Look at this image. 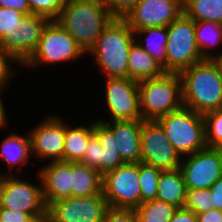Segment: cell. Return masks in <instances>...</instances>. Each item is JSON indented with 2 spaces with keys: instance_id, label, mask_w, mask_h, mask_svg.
<instances>
[{
  "instance_id": "obj_1",
  "label": "cell",
  "mask_w": 222,
  "mask_h": 222,
  "mask_svg": "<svg viewBox=\"0 0 222 222\" xmlns=\"http://www.w3.org/2000/svg\"><path fill=\"white\" fill-rule=\"evenodd\" d=\"M135 41L134 31L124 19L113 18L86 56L104 78H128V56Z\"/></svg>"
},
{
  "instance_id": "obj_2",
  "label": "cell",
  "mask_w": 222,
  "mask_h": 222,
  "mask_svg": "<svg viewBox=\"0 0 222 222\" xmlns=\"http://www.w3.org/2000/svg\"><path fill=\"white\" fill-rule=\"evenodd\" d=\"M112 19L103 0H66L56 21L87 54Z\"/></svg>"
},
{
  "instance_id": "obj_3",
  "label": "cell",
  "mask_w": 222,
  "mask_h": 222,
  "mask_svg": "<svg viewBox=\"0 0 222 222\" xmlns=\"http://www.w3.org/2000/svg\"><path fill=\"white\" fill-rule=\"evenodd\" d=\"M179 76L185 107L201 115L222 108V81L213 60L193 64Z\"/></svg>"
},
{
  "instance_id": "obj_4",
  "label": "cell",
  "mask_w": 222,
  "mask_h": 222,
  "mask_svg": "<svg viewBox=\"0 0 222 222\" xmlns=\"http://www.w3.org/2000/svg\"><path fill=\"white\" fill-rule=\"evenodd\" d=\"M140 112L143 120H157L184 106L178 73H164L139 82Z\"/></svg>"
},
{
  "instance_id": "obj_5",
  "label": "cell",
  "mask_w": 222,
  "mask_h": 222,
  "mask_svg": "<svg viewBox=\"0 0 222 222\" xmlns=\"http://www.w3.org/2000/svg\"><path fill=\"white\" fill-rule=\"evenodd\" d=\"M86 53L77 44L76 40L56 21L50 20L45 26L37 50L21 67L27 70H36L40 66H55L73 62ZM59 63V64H58Z\"/></svg>"
},
{
  "instance_id": "obj_6",
  "label": "cell",
  "mask_w": 222,
  "mask_h": 222,
  "mask_svg": "<svg viewBox=\"0 0 222 222\" xmlns=\"http://www.w3.org/2000/svg\"><path fill=\"white\" fill-rule=\"evenodd\" d=\"M156 121L182 157L207 147L203 115L183 106Z\"/></svg>"
},
{
  "instance_id": "obj_7",
  "label": "cell",
  "mask_w": 222,
  "mask_h": 222,
  "mask_svg": "<svg viewBox=\"0 0 222 222\" xmlns=\"http://www.w3.org/2000/svg\"><path fill=\"white\" fill-rule=\"evenodd\" d=\"M166 73H180L203 61L195 36V21L182 13L167 26Z\"/></svg>"
},
{
  "instance_id": "obj_8",
  "label": "cell",
  "mask_w": 222,
  "mask_h": 222,
  "mask_svg": "<svg viewBox=\"0 0 222 222\" xmlns=\"http://www.w3.org/2000/svg\"><path fill=\"white\" fill-rule=\"evenodd\" d=\"M36 175V183L17 174L0 176V207L19 210L31 216H47L42 180L38 172Z\"/></svg>"
},
{
  "instance_id": "obj_9",
  "label": "cell",
  "mask_w": 222,
  "mask_h": 222,
  "mask_svg": "<svg viewBox=\"0 0 222 222\" xmlns=\"http://www.w3.org/2000/svg\"><path fill=\"white\" fill-rule=\"evenodd\" d=\"M102 193L109 207L135 209L141 204L139 163H124L103 175Z\"/></svg>"
},
{
  "instance_id": "obj_10",
  "label": "cell",
  "mask_w": 222,
  "mask_h": 222,
  "mask_svg": "<svg viewBox=\"0 0 222 222\" xmlns=\"http://www.w3.org/2000/svg\"><path fill=\"white\" fill-rule=\"evenodd\" d=\"M104 104L107 116L98 120H143L140 112L139 82L129 78H105ZM107 118V119H106Z\"/></svg>"
},
{
  "instance_id": "obj_11",
  "label": "cell",
  "mask_w": 222,
  "mask_h": 222,
  "mask_svg": "<svg viewBox=\"0 0 222 222\" xmlns=\"http://www.w3.org/2000/svg\"><path fill=\"white\" fill-rule=\"evenodd\" d=\"M141 163L162 171L180 169L182 156L174 148L156 120H142Z\"/></svg>"
},
{
  "instance_id": "obj_12",
  "label": "cell",
  "mask_w": 222,
  "mask_h": 222,
  "mask_svg": "<svg viewBox=\"0 0 222 222\" xmlns=\"http://www.w3.org/2000/svg\"><path fill=\"white\" fill-rule=\"evenodd\" d=\"M43 118L28 131L32 156L42 163L63 161L65 118L54 113Z\"/></svg>"
},
{
  "instance_id": "obj_13",
  "label": "cell",
  "mask_w": 222,
  "mask_h": 222,
  "mask_svg": "<svg viewBox=\"0 0 222 222\" xmlns=\"http://www.w3.org/2000/svg\"><path fill=\"white\" fill-rule=\"evenodd\" d=\"M108 207L103 194L71 196L47 207L46 222H103Z\"/></svg>"
},
{
  "instance_id": "obj_14",
  "label": "cell",
  "mask_w": 222,
  "mask_h": 222,
  "mask_svg": "<svg viewBox=\"0 0 222 222\" xmlns=\"http://www.w3.org/2000/svg\"><path fill=\"white\" fill-rule=\"evenodd\" d=\"M180 170L186 189L210 188L222 176V148L206 147L184 156Z\"/></svg>"
},
{
  "instance_id": "obj_15",
  "label": "cell",
  "mask_w": 222,
  "mask_h": 222,
  "mask_svg": "<svg viewBox=\"0 0 222 222\" xmlns=\"http://www.w3.org/2000/svg\"><path fill=\"white\" fill-rule=\"evenodd\" d=\"M49 21L44 16L25 15L10 34L0 41L1 48L22 67L37 50L42 32Z\"/></svg>"
},
{
  "instance_id": "obj_16",
  "label": "cell",
  "mask_w": 222,
  "mask_h": 222,
  "mask_svg": "<svg viewBox=\"0 0 222 222\" xmlns=\"http://www.w3.org/2000/svg\"><path fill=\"white\" fill-rule=\"evenodd\" d=\"M183 13V0H140L124 20L134 31L167 27Z\"/></svg>"
},
{
  "instance_id": "obj_17",
  "label": "cell",
  "mask_w": 222,
  "mask_h": 222,
  "mask_svg": "<svg viewBox=\"0 0 222 222\" xmlns=\"http://www.w3.org/2000/svg\"><path fill=\"white\" fill-rule=\"evenodd\" d=\"M44 165V166H42ZM38 169L46 206L72 196V162L49 161Z\"/></svg>"
},
{
  "instance_id": "obj_18",
  "label": "cell",
  "mask_w": 222,
  "mask_h": 222,
  "mask_svg": "<svg viewBox=\"0 0 222 222\" xmlns=\"http://www.w3.org/2000/svg\"><path fill=\"white\" fill-rule=\"evenodd\" d=\"M9 133L7 136L5 134L0 145V162H3V165L5 163L8 171H0V176L16 175V172L22 171L23 166L31 165L29 162L35 163L31 161V141L28 131L25 135H21L17 130ZM15 169L17 170L16 172L14 171Z\"/></svg>"
},
{
  "instance_id": "obj_19",
  "label": "cell",
  "mask_w": 222,
  "mask_h": 222,
  "mask_svg": "<svg viewBox=\"0 0 222 222\" xmlns=\"http://www.w3.org/2000/svg\"><path fill=\"white\" fill-rule=\"evenodd\" d=\"M104 123L112 130L123 161L141 163L142 120H113Z\"/></svg>"
},
{
  "instance_id": "obj_20",
  "label": "cell",
  "mask_w": 222,
  "mask_h": 222,
  "mask_svg": "<svg viewBox=\"0 0 222 222\" xmlns=\"http://www.w3.org/2000/svg\"><path fill=\"white\" fill-rule=\"evenodd\" d=\"M164 73L163 67L135 40L128 56V78L141 82L160 77Z\"/></svg>"
},
{
  "instance_id": "obj_21",
  "label": "cell",
  "mask_w": 222,
  "mask_h": 222,
  "mask_svg": "<svg viewBox=\"0 0 222 222\" xmlns=\"http://www.w3.org/2000/svg\"><path fill=\"white\" fill-rule=\"evenodd\" d=\"M65 119V138L63 149V161L80 162L85 154L88 140L94 134L93 120L86 124L70 125Z\"/></svg>"
},
{
  "instance_id": "obj_22",
  "label": "cell",
  "mask_w": 222,
  "mask_h": 222,
  "mask_svg": "<svg viewBox=\"0 0 222 222\" xmlns=\"http://www.w3.org/2000/svg\"><path fill=\"white\" fill-rule=\"evenodd\" d=\"M157 184V200L184 207L187 189L180 169L161 171Z\"/></svg>"
},
{
  "instance_id": "obj_23",
  "label": "cell",
  "mask_w": 222,
  "mask_h": 222,
  "mask_svg": "<svg viewBox=\"0 0 222 222\" xmlns=\"http://www.w3.org/2000/svg\"><path fill=\"white\" fill-rule=\"evenodd\" d=\"M93 132L101 145V174L104 175L123 165L125 162L120 155L112 130L104 122L96 118L93 121Z\"/></svg>"
},
{
  "instance_id": "obj_24",
  "label": "cell",
  "mask_w": 222,
  "mask_h": 222,
  "mask_svg": "<svg viewBox=\"0 0 222 222\" xmlns=\"http://www.w3.org/2000/svg\"><path fill=\"white\" fill-rule=\"evenodd\" d=\"M103 175L81 162H72V197L94 196L102 193Z\"/></svg>"
},
{
  "instance_id": "obj_25",
  "label": "cell",
  "mask_w": 222,
  "mask_h": 222,
  "mask_svg": "<svg viewBox=\"0 0 222 222\" xmlns=\"http://www.w3.org/2000/svg\"><path fill=\"white\" fill-rule=\"evenodd\" d=\"M195 36L198 51L203 59L212 60L222 55V24L197 21L195 22Z\"/></svg>"
},
{
  "instance_id": "obj_26",
  "label": "cell",
  "mask_w": 222,
  "mask_h": 222,
  "mask_svg": "<svg viewBox=\"0 0 222 222\" xmlns=\"http://www.w3.org/2000/svg\"><path fill=\"white\" fill-rule=\"evenodd\" d=\"M134 34L136 42L163 67L166 73L167 27L145 28L137 30Z\"/></svg>"
},
{
  "instance_id": "obj_27",
  "label": "cell",
  "mask_w": 222,
  "mask_h": 222,
  "mask_svg": "<svg viewBox=\"0 0 222 222\" xmlns=\"http://www.w3.org/2000/svg\"><path fill=\"white\" fill-rule=\"evenodd\" d=\"M183 13L195 22L222 24V0H183Z\"/></svg>"
},
{
  "instance_id": "obj_28",
  "label": "cell",
  "mask_w": 222,
  "mask_h": 222,
  "mask_svg": "<svg viewBox=\"0 0 222 222\" xmlns=\"http://www.w3.org/2000/svg\"><path fill=\"white\" fill-rule=\"evenodd\" d=\"M178 207L154 199L135 208L137 222H170Z\"/></svg>"
},
{
  "instance_id": "obj_29",
  "label": "cell",
  "mask_w": 222,
  "mask_h": 222,
  "mask_svg": "<svg viewBox=\"0 0 222 222\" xmlns=\"http://www.w3.org/2000/svg\"><path fill=\"white\" fill-rule=\"evenodd\" d=\"M162 170L154 166L139 163V182L141 187V204L156 199L158 178Z\"/></svg>"
},
{
  "instance_id": "obj_30",
  "label": "cell",
  "mask_w": 222,
  "mask_h": 222,
  "mask_svg": "<svg viewBox=\"0 0 222 222\" xmlns=\"http://www.w3.org/2000/svg\"><path fill=\"white\" fill-rule=\"evenodd\" d=\"M205 141L209 148H222V108L203 115Z\"/></svg>"
},
{
  "instance_id": "obj_31",
  "label": "cell",
  "mask_w": 222,
  "mask_h": 222,
  "mask_svg": "<svg viewBox=\"0 0 222 222\" xmlns=\"http://www.w3.org/2000/svg\"><path fill=\"white\" fill-rule=\"evenodd\" d=\"M212 192L207 189H187L184 208L193 211L196 215L213 210Z\"/></svg>"
},
{
  "instance_id": "obj_32",
  "label": "cell",
  "mask_w": 222,
  "mask_h": 222,
  "mask_svg": "<svg viewBox=\"0 0 222 222\" xmlns=\"http://www.w3.org/2000/svg\"><path fill=\"white\" fill-rule=\"evenodd\" d=\"M66 0H28L32 14L57 20Z\"/></svg>"
},
{
  "instance_id": "obj_33",
  "label": "cell",
  "mask_w": 222,
  "mask_h": 222,
  "mask_svg": "<svg viewBox=\"0 0 222 222\" xmlns=\"http://www.w3.org/2000/svg\"><path fill=\"white\" fill-rule=\"evenodd\" d=\"M16 65V67H15ZM21 66L10 54H8L5 50H3L0 46V89L7 90L10 81L15 79V74L18 73L17 71ZM15 77V78H13ZM9 83V84H8Z\"/></svg>"
},
{
  "instance_id": "obj_34",
  "label": "cell",
  "mask_w": 222,
  "mask_h": 222,
  "mask_svg": "<svg viewBox=\"0 0 222 222\" xmlns=\"http://www.w3.org/2000/svg\"><path fill=\"white\" fill-rule=\"evenodd\" d=\"M24 16L25 14L18 10L0 7V41L10 34Z\"/></svg>"
},
{
  "instance_id": "obj_35",
  "label": "cell",
  "mask_w": 222,
  "mask_h": 222,
  "mask_svg": "<svg viewBox=\"0 0 222 222\" xmlns=\"http://www.w3.org/2000/svg\"><path fill=\"white\" fill-rule=\"evenodd\" d=\"M100 154L101 145L99 144L97 137L93 134L88 140L85 154L80 162L86 166L97 169L101 173Z\"/></svg>"
},
{
  "instance_id": "obj_36",
  "label": "cell",
  "mask_w": 222,
  "mask_h": 222,
  "mask_svg": "<svg viewBox=\"0 0 222 222\" xmlns=\"http://www.w3.org/2000/svg\"><path fill=\"white\" fill-rule=\"evenodd\" d=\"M113 18L124 19L140 0H103Z\"/></svg>"
},
{
  "instance_id": "obj_37",
  "label": "cell",
  "mask_w": 222,
  "mask_h": 222,
  "mask_svg": "<svg viewBox=\"0 0 222 222\" xmlns=\"http://www.w3.org/2000/svg\"><path fill=\"white\" fill-rule=\"evenodd\" d=\"M47 216H31L28 213L0 207V222L46 221Z\"/></svg>"
},
{
  "instance_id": "obj_38",
  "label": "cell",
  "mask_w": 222,
  "mask_h": 222,
  "mask_svg": "<svg viewBox=\"0 0 222 222\" xmlns=\"http://www.w3.org/2000/svg\"><path fill=\"white\" fill-rule=\"evenodd\" d=\"M103 222H137L134 209L108 207Z\"/></svg>"
},
{
  "instance_id": "obj_39",
  "label": "cell",
  "mask_w": 222,
  "mask_h": 222,
  "mask_svg": "<svg viewBox=\"0 0 222 222\" xmlns=\"http://www.w3.org/2000/svg\"><path fill=\"white\" fill-rule=\"evenodd\" d=\"M0 7L15 9L25 15L32 14L28 0H0Z\"/></svg>"
},
{
  "instance_id": "obj_40",
  "label": "cell",
  "mask_w": 222,
  "mask_h": 222,
  "mask_svg": "<svg viewBox=\"0 0 222 222\" xmlns=\"http://www.w3.org/2000/svg\"><path fill=\"white\" fill-rule=\"evenodd\" d=\"M213 209L222 210V176L210 187Z\"/></svg>"
},
{
  "instance_id": "obj_41",
  "label": "cell",
  "mask_w": 222,
  "mask_h": 222,
  "mask_svg": "<svg viewBox=\"0 0 222 222\" xmlns=\"http://www.w3.org/2000/svg\"><path fill=\"white\" fill-rule=\"evenodd\" d=\"M170 222H197V216L193 211L182 207L176 210Z\"/></svg>"
},
{
  "instance_id": "obj_42",
  "label": "cell",
  "mask_w": 222,
  "mask_h": 222,
  "mask_svg": "<svg viewBox=\"0 0 222 222\" xmlns=\"http://www.w3.org/2000/svg\"><path fill=\"white\" fill-rule=\"evenodd\" d=\"M196 216L197 222H222V210L219 209L209 210Z\"/></svg>"
},
{
  "instance_id": "obj_43",
  "label": "cell",
  "mask_w": 222,
  "mask_h": 222,
  "mask_svg": "<svg viewBox=\"0 0 222 222\" xmlns=\"http://www.w3.org/2000/svg\"><path fill=\"white\" fill-rule=\"evenodd\" d=\"M7 92L6 90H2L0 89V131L6 127H8L9 124V120H8V114L6 113L7 109L6 106L4 104V97L2 96V94H4L3 92Z\"/></svg>"
},
{
  "instance_id": "obj_44",
  "label": "cell",
  "mask_w": 222,
  "mask_h": 222,
  "mask_svg": "<svg viewBox=\"0 0 222 222\" xmlns=\"http://www.w3.org/2000/svg\"><path fill=\"white\" fill-rule=\"evenodd\" d=\"M212 60L216 63V65L218 67V71H219L220 78H221V81H222V55L218 56V57H216Z\"/></svg>"
},
{
  "instance_id": "obj_45",
  "label": "cell",
  "mask_w": 222,
  "mask_h": 222,
  "mask_svg": "<svg viewBox=\"0 0 222 222\" xmlns=\"http://www.w3.org/2000/svg\"><path fill=\"white\" fill-rule=\"evenodd\" d=\"M23 222H46V221H23Z\"/></svg>"
}]
</instances>
